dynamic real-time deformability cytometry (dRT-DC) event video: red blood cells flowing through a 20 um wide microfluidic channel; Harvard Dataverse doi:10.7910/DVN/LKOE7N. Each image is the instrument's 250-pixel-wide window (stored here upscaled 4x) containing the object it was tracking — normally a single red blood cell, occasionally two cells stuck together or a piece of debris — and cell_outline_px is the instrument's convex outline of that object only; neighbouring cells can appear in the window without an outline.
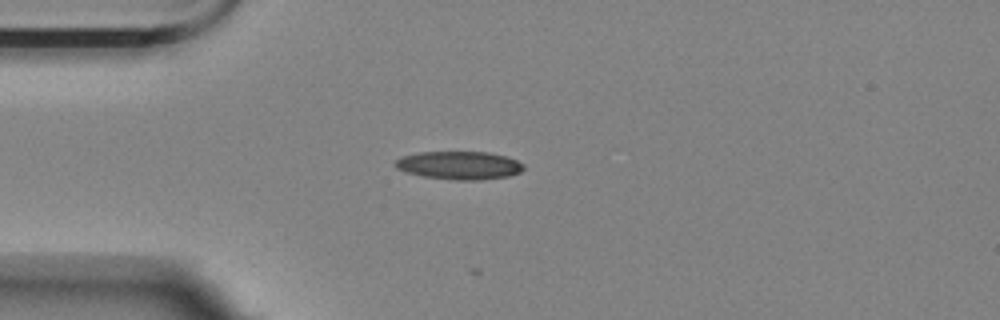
{"species": "Egyptian fruit bat (a non-hibernating species)", "species_latin": "Rousettus aegyptiacus", "temperature_condition": "room temperature", "stored_images_in_passage": 9, "camera_frame_rate_fps": 3000, "um_per_image_px": 0.085, "animal": {"sex": "female"}, "frame": {"image": 1, "passage_image": 2, "time_ms": 0.333, "image_size_px": [1000, 320], "cell_outline_px": [[524, 168], [520, 172], [508, 176], [480, 180], [456, 180], [424, 176], [408, 172], [396, 168], [392, 164], [400, 156], [416, 152], [488, 152], [508, 156], [524, 164]], "centroid_in_image_um": [39.03, 14.04], "position_along_channel_um": 46.0, "area_um2": 21.15}}
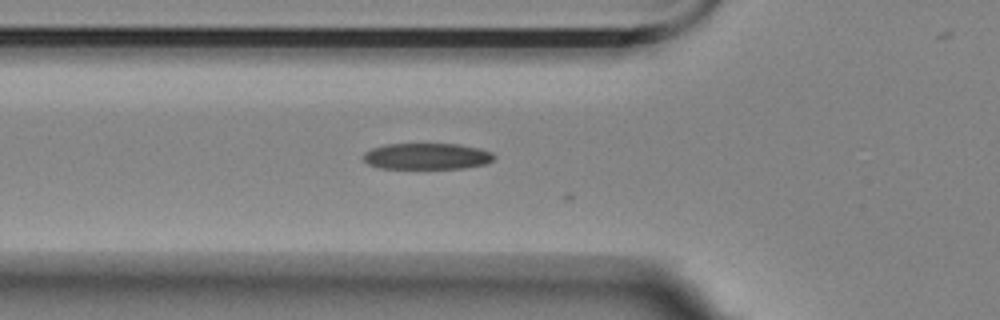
{"frame": {"image": 2, "passage_image": 7, "time_ms": 2.0, "image_size_px": [1000, 320], "cell_outline_px": [[496, 156], [492, 160], [484, 164], [464, 168], [380, 168], [368, 164], [364, 160], [364, 152], [372, 148], [384, 144], [460, 144], [480, 148], [492, 152]], "centroid_in_image_um": [36.29, 13.27], "position_along_channel_um": 89.5, "area_um2": 20.0}}